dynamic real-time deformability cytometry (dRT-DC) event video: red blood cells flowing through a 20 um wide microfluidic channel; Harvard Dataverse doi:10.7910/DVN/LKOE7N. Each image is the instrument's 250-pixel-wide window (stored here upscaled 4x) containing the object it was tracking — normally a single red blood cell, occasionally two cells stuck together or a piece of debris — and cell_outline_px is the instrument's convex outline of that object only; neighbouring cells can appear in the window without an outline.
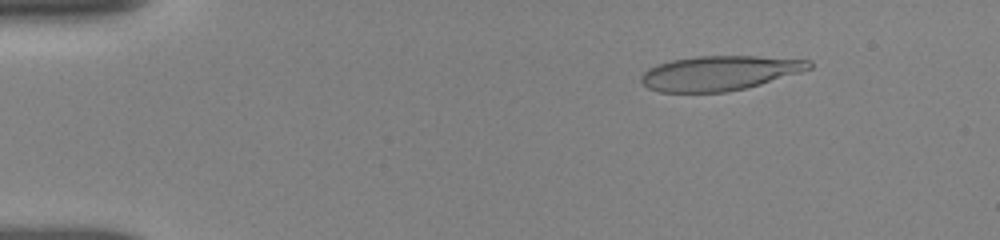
{"species": "human", "species_latin": "Homo sapiens", "temperature_condition": "room temperature", "stored_images_in_passage": 25, "camera_frame_rate_fps": 3000, "um_per_image_px": 0.085, "donor": {"sex": "female"}, "frame": {"image": 1, "passage_image": 6, "time_ms": 2.0, "image_size_px": [1000, 240], "cell_outline_px": [[812, 68], [800, 72], [760, 84], [744, 88], [724, 92], [660, 92], [648, 88], [640, 80], [640, 76], [648, 68], [656, 64], [672, 60], [696, 56], [756, 56], [812, 60]], "centroid_in_image_um": [61.13, 6.2], "position_along_channel_um": 23.9, "area_um2": 33.81}}
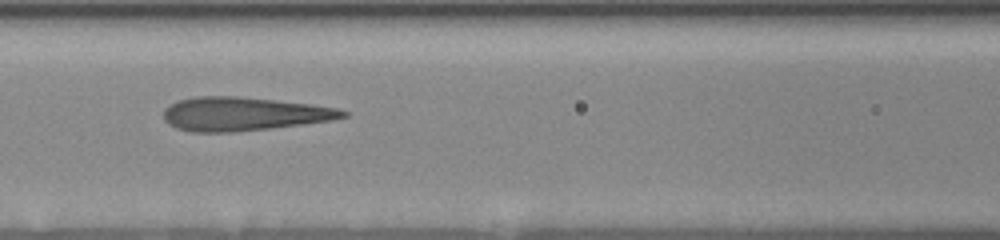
{"frame": {"image": 2, "passage_image": 15, "time_ms": 7.333, "image_size_px": [1000, 240], "cell_outline_px": [[348, 116], [332, 120], [304, 124], [272, 128], [236, 132], [188, 132], [176, 128], [168, 124], [164, 120], [164, 108], [176, 100], [196, 96], [240, 96], [312, 104], [336, 108], [348, 112]], "centroid_in_image_um": [20.67, 9.68], "position_along_channel_um": 145.9, "area_um2": 35.49}}
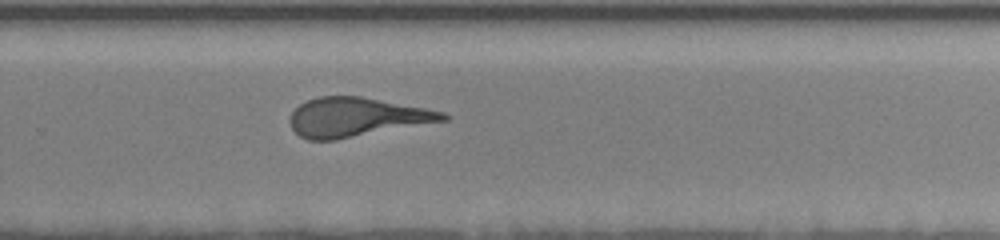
{"frame": {"image": 3, "passage_image": 25, "time_ms": 11.333, "image_size_px": [1000, 240], "cell_outline_px": [[452, 116], [448, 120], [336, 140], [308, 140], [300, 136], [292, 128], [292, 112], [300, 104], [308, 100], [320, 96], [360, 96], [424, 108], [444, 112]], "centroid_in_image_um": [30.33, 9.96], "position_along_channel_um": 299.5, "area_um2": 34.51}}